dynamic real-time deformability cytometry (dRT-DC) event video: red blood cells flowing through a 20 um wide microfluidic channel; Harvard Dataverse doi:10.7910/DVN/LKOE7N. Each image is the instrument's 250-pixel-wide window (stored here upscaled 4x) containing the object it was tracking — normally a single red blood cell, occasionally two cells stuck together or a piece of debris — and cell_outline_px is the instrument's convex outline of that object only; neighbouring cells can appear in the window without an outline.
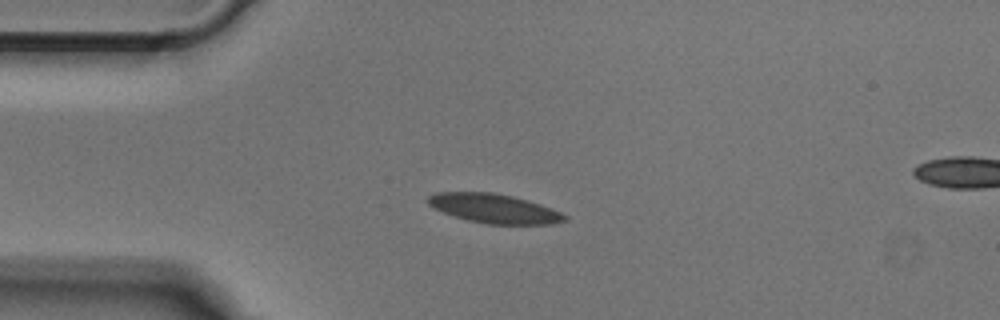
{"species": "Egyptian fruit bat (a non-hibernating species)", "species_latin": "Rousettus aegyptiacus", "temperature_condition": "cold", "stored_images_in_passage": 46, "camera_frame_rate_fps": 3000, "um_per_image_px": 0.085, "animal": {"sex": "male"}, "frame": {"image": 1, "passage_image": 12, "time_ms": 3.667, "image_size_px": [1000, 320], "cell_outline_px": [[568, 220], [552, 224], [488, 224], [468, 220], [444, 212], [428, 204], [428, 196], [436, 192], [492, 192], [512, 196], [528, 200], [552, 208], [568, 216]], "centroid_in_image_um": [42.05, 17.72], "position_along_channel_um": 43.0, "area_um2": 23.12}}
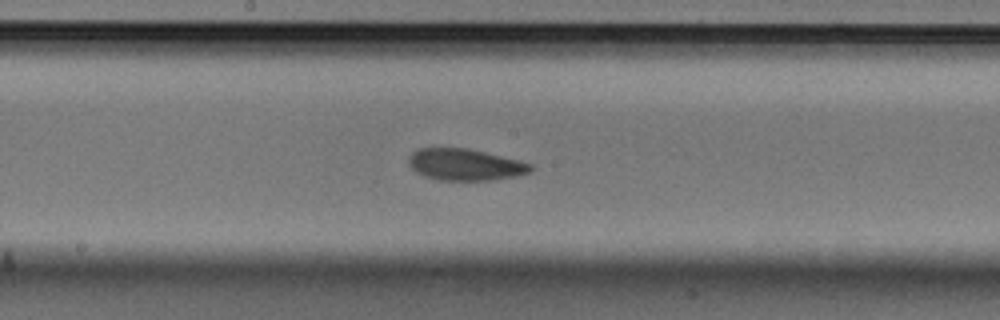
{"frame": {"image": 2, "passage_image": 26, "time_ms": 8.333, "image_size_px": [1000, 320], "cell_outline_px": [[536, 168], [532, 172], [520, 176], [492, 180], [436, 180], [424, 176], [416, 172], [408, 164], [408, 160], [412, 152], [416, 148], [468, 148], [520, 160], [532, 164]], "centroid_in_image_um": [39.59, 14.0], "position_along_channel_um": 208.6, "area_um2": 22.89}}
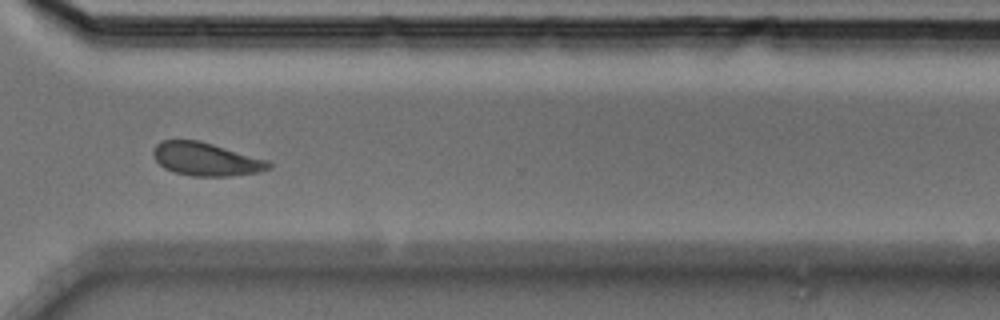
{"frame": {"image": 3, "passage_image": 37, "time_ms": 12.0, "image_size_px": [1000, 320], "cell_outline_px": [[272, 168], [256, 172], [232, 176], [192, 176], [176, 172], [164, 168], [152, 156], [152, 152], [156, 144], [160, 140], [200, 140], [268, 160], [272, 164]], "centroid_in_image_um": [17.5, 13.52], "position_along_channel_um": 353.1, "area_um2": 22.37}}